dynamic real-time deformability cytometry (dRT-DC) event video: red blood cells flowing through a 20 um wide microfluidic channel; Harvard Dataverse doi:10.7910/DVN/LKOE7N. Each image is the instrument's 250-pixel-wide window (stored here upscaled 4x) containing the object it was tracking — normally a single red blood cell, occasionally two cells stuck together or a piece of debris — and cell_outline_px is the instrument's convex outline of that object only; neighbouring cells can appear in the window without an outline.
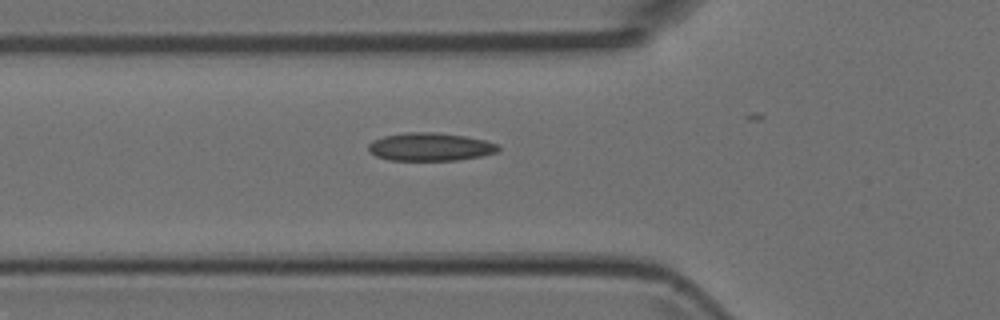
{"species": "Egyptian fruit bat (a non-hibernating species)", "species_latin": "Rousettus aegyptiacus", "temperature_condition": "room temperature", "stored_images_in_passage": 5, "camera_frame_rate_fps": 3000, "um_per_image_px": 0.085, "animal": {"sex": "female"}, "frame": {"image": 1, "passage_image": 5, "time_ms": 1.333, "image_size_px": [1000, 320], "cell_outline_px": [[500, 148], [496, 152], [480, 156], [456, 160], [388, 160], [376, 156], [368, 148], [368, 144], [372, 140], [384, 136], [408, 132], [432, 132], [464, 136], [484, 140], [500, 144]], "centroid_in_image_um": [36.56, 12.48], "position_along_channel_um": 89.2, "area_um2": 21.1}}